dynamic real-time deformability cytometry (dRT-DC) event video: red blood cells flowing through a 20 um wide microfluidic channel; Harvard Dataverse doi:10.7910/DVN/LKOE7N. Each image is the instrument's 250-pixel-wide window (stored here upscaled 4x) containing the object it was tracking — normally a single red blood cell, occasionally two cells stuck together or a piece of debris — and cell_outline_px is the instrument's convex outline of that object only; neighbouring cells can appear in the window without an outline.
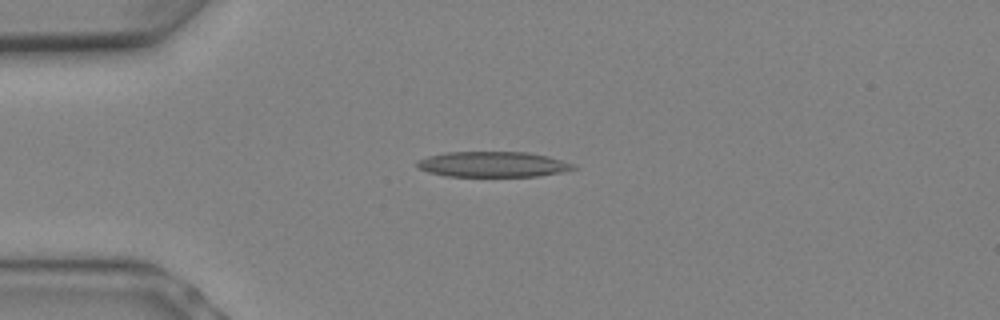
{"species": "Egyptian fruit bat (a non-hibernating species)", "species_latin": "Rousettus aegyptiacus", "temperature_condition": "warm", "stored_images_in_passage": 2, "camera_frame_rate_fps": 3000, "um_per_image_px": 0.085, "animal": {"sex": "female"}, "frame": {"image": 1, "passage_image": 1, "time_ms": 0.0, "image_size_px": [1000, 320], "cell_outline_px": [[580, 168], [540, 176], [448, 176], [428, 172], [416, 168], [416, 160], [428, 156], [444, 152], [528, 152], [548, 156], [572, 164]], "centroid_in_image_um": [41.85, 13.96], "position_along_channel_um": 43.1, "area_um2": 23.24}}